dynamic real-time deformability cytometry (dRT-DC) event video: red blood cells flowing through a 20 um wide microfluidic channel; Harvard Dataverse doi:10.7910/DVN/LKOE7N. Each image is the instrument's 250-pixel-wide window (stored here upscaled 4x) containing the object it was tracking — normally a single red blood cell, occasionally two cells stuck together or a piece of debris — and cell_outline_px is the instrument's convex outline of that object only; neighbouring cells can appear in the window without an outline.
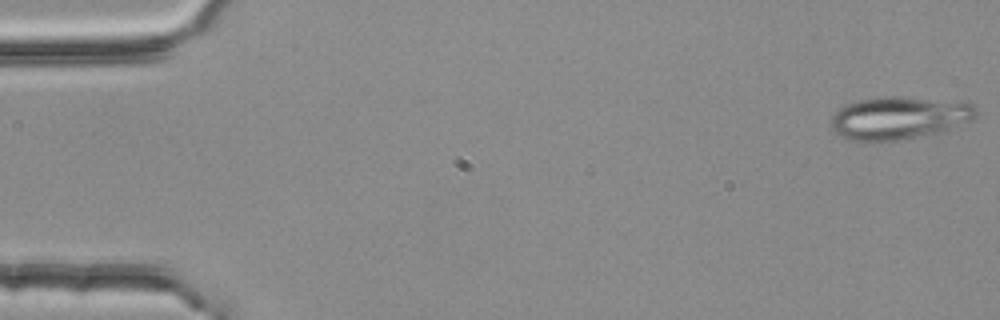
{"species": "common noctule bat (a hibernating species)", "species_latin": "Nyctalus noctula", "temperature_condition": "room temperature", "stored_images_in_passage": 4, "camera_frame_rate_fps": 3000, "um_per_image_px": 0.085, "animal": {"sex": "female", "body_mass_g": 25.1}, "frame": {"image": 1, "passage_image": 1, "time_ms": 0.0, "image_size_px": [1000, 320], "cell_outline_px": [[976, 112], [972, 120], [940, 132], [876, 144], [848, 140], [840, 136], [832, 128], [832, 116], [840, 108], [848, 104], [860, 100], [884, 96], [900, 96], [968, 100], [976, 104]], "centroid_in_image_um": [76.47, 10.02], "position_along_channel_um": 8.5, "area_um2": 37.05}}